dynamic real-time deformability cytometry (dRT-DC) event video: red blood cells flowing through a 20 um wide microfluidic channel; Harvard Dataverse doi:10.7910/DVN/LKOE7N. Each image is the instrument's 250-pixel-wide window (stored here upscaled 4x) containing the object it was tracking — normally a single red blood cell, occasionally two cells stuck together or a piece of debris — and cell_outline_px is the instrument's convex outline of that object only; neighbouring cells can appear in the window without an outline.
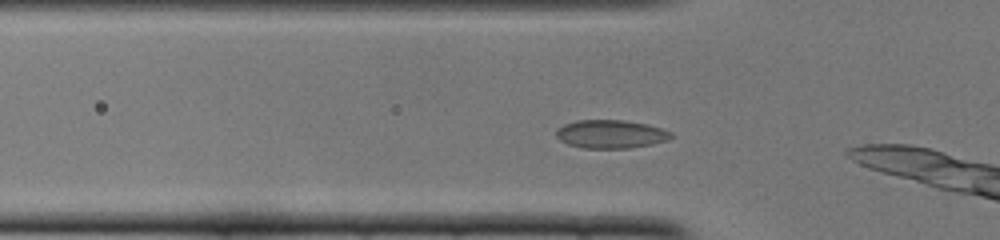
{"species": "common noctule bat (a hibernating species)", "species_latin": "Nyctalus noctula", "temperature_condition": "cold", "stored_images_in_passage": 7, "camera_frame_rate_fps": 3000, "um_per_image_px": 0.085, "animal": {"sex": "female", "body_mass_g": 22.0, "forearm_length_mm": 56.7}, "frame": {"image": 1, "passage_image": 4, "time_ms": 1.0, "image_size_px": [1000, 240], "cell_outline_px": [[676, 136], [668, 140], [652, 144], [628, 148], [584, 148], [568, 144], [560, 140], [556, 136], [556, 128], [564, 124], [576, 120], [624, 120], [648, 124], [672, 132]], "centroid_in_image_um": [51.93, 11.39], "position_along_channel_um": 73.9, "area_um2": 19.13}}